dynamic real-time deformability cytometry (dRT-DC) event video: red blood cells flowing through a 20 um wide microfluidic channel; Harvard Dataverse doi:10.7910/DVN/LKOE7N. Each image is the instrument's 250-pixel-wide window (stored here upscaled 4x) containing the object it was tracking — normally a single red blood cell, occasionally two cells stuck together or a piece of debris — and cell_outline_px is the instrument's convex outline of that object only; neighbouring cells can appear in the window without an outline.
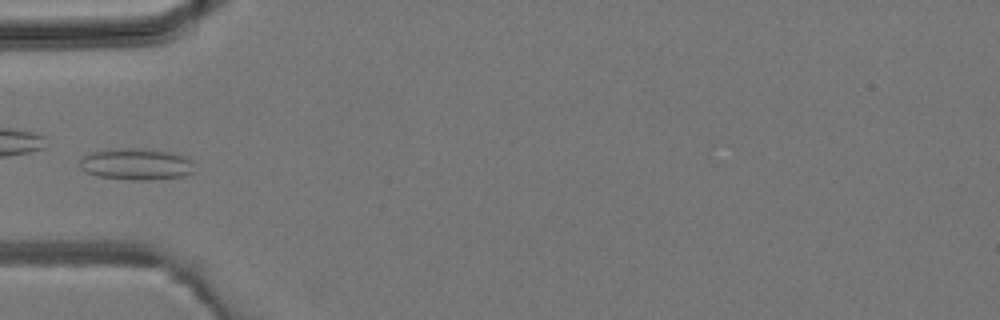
{"species": "common noctule bat (a hibernating species)", "species_latin": "Nyctalus noctula", "temperature_condition": "room temperature", "stored_images_in_passage": 6, "camera_frame_rate_fps": 3000, "um_per_image_px": 0.085, "animal": {"sex": "male", "body_mass_g": 19.2, "forearm_length_mm": 51.8}, "frame": {"image": 1, "passage_image": 5, "time_ms": 4.667, "image_size_px": [1000, 320], "cell_outline_px": [[196, 172], [184, 176], [148, 180], [132, 180], [100, 176], [88, 172], [80, 168], [80, 160], [88, 152], [112, 148], [144, 148], [172, 152], [184, 156], [192, 160]], "centroid_in_image_um": [11.62, 13.94], "position_along_channel_um": 73.4, "area_um2": 21.39}}